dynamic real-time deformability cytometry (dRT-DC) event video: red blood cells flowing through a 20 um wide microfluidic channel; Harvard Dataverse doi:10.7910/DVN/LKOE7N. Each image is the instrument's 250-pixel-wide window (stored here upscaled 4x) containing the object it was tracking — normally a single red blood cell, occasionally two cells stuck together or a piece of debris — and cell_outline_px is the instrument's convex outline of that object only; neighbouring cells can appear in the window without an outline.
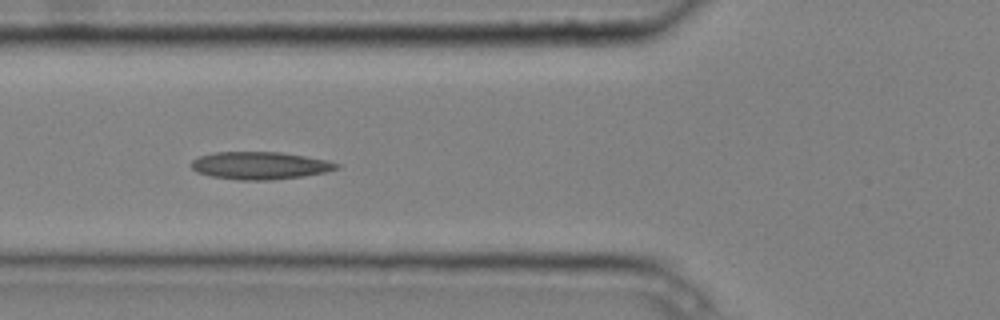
{"species": "common noctule bat (a hibernating species)", "species_latin": "Nyctalus noctula", "temperature_condition": "cold", "stored_images_in_passage": 7, "camera_frame_rate_fps": 3000, "um_per_image_px": 0.085, "animal": {"sex": "male", "body_mass_g": 20.4}, "frame": {"image": 1, "passage_image": 4, "time_ms": 1.0, "image_size_px": [1000, 320], "cell_outline_px": [[340, 168], [324, 172], [304, 176], [272, 180], [236, 180], [212, 176], [196, 172], [192, 168], [192, 160], [200, 156], [216, 152], [280, 152], [328, 160], [340, 164]], "centroid_in_image_um": [22.11, 14.07], "position_along_channel_um": 103.7, "area_um2": 23.29}}
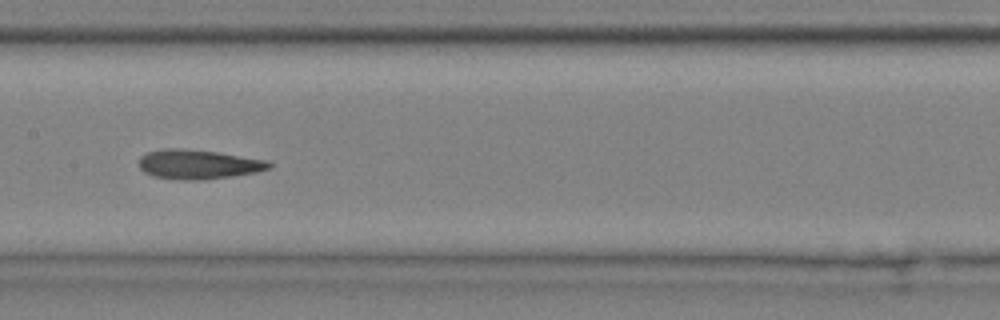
{"frame": {"image": 2, "passage_image": 6, "time_ms": 1.667, "image_size_px": [1000, 320], "cell_outline_px": [[272, 168], [256, 172], [232, 176], [204, 180], [180, 180], [152, 176], [144, 172], [140, 168], [140, 156], [148, 152], [164, 148], [184, 148], [216, 152], [268, 160], [272, 164]], "centroid_in_image_um": [16.86, 13.97], "position_along_channel_um": 190.5, "area_um2": 22.43}}
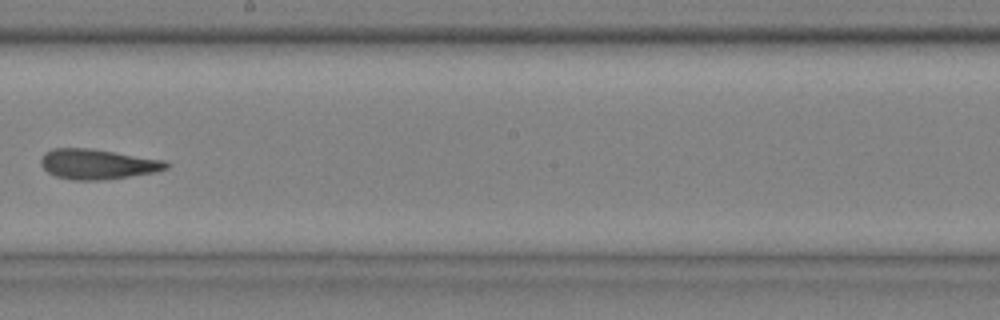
{"frame": {"image": 3, "passage_image": 7, "time_ms": 2.0, "image_size_px": [1000, 320], "cell_outline_px": [[172, 164], [168, 168], [152, 172], [128, 176], [100, 180], [72, 180], [56, 176], [48, 172], [40, 164], [40, 160], [44, 152], [52, 148], [92, 148], [168, 160]], "centroid_in_image_um": [8.31, 13.93], "position_along_channel_um": 239.9, "area_um2": 22.2}}